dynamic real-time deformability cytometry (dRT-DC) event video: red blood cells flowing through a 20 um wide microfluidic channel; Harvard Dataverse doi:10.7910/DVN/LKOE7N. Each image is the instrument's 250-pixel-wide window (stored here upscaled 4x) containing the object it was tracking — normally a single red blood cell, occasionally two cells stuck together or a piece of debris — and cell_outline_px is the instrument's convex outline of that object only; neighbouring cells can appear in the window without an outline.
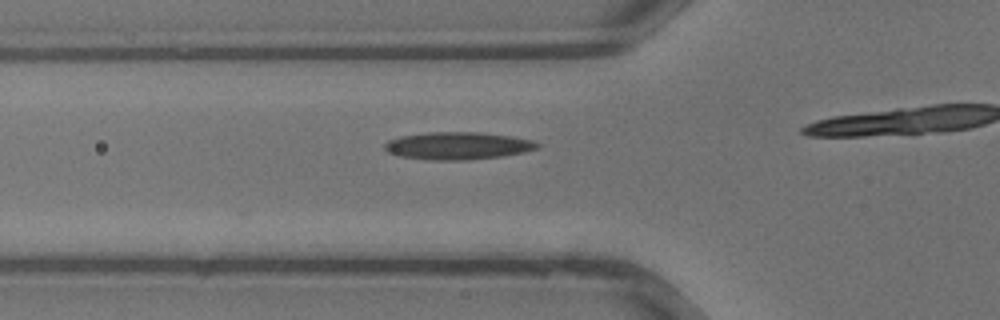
{"species": "common noctule bat (a hibernating species)", "species_latin": "Nyctalus noctula", "temperature_condition": "warm", "stored_images_in_passage": 7, "camera_frame_rate_fps": 3000, "um_per_image_px": 0.085, "animal": {"sex": "male", "body_mass_g": 13.3}, "frame": {"image": 1, "passage_image": 4, "time_ms": 1.0, "image_size_px": [1000, 320], "cell_outline_px": [[540, 148], [524, 152], [504, 156], [468, 160], [432, 160], [400, 156], [388, 152], [384, 148], [384, 144], [388, 140], [400, 136], [428, 132], [476, 132], [512, 136], [532, 140], [540, 144]], "centroid_in_image_um": [38.93, 12.39], "position_along_channel_um": 86.9, "area_um2": 24.57}}
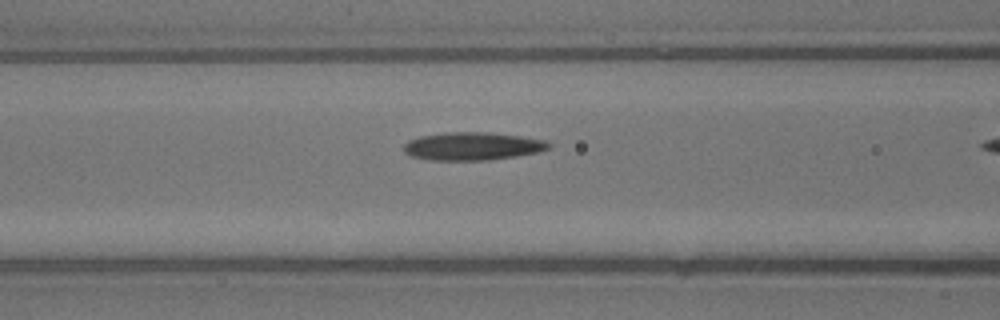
{"frame": {"image": 2, "passage_image": 6, "time_ms": 1.667, "image_size_px": [1000, 320], "cell_outline_px": [[552, 148], [540, 152], [516, 156], [488, 160], [428, 160], [412, 156], [404, 152], [404, 144], [408, 140], [420, 136], [448, 132], [480, 132], [520, 136], [544, 140], [552, 144]], "centroid_in_image_um": [40.18, 12.43], "position_along_channel_um": 126.4, "area_um2": 23.64}}